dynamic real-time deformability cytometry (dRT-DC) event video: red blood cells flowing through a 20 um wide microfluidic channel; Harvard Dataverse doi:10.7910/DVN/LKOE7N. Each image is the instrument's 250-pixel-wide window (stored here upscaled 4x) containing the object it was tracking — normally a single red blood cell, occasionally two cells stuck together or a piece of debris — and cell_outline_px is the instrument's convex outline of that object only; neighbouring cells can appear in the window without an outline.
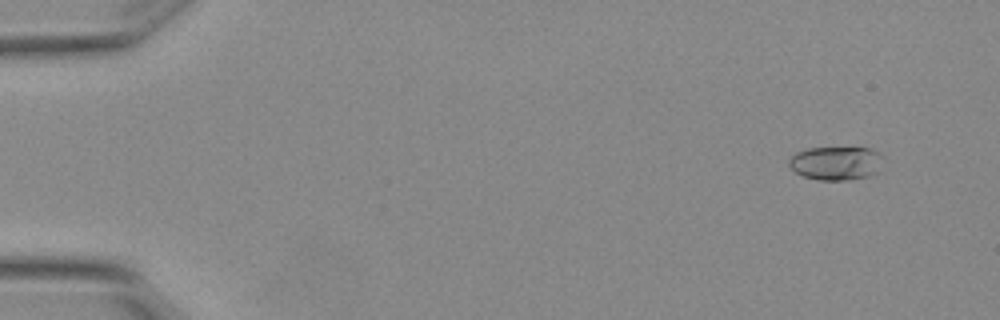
{"species": "Egyptian fruit bat (a non-hibernating species)", "species_latin": "Rousettus aegyptiacus", "temperature_condition": "warm", "stored_images_in_passage": 8, "camera_frame_rate_fps": 3000, "um_per_image_px": 0.085, "animal": {"sex": "female"}, "frame": {"image": 1, "passage_image": 2, "time_ms": 0.333, "image_size_px": [1000, 320], "cell_outline_px": [[884, 156], [876, 172], [868, 176], [852, 180], [816, 180], [804, 176], [796, 172], [788, 164], [788, 160], [796, 152], [808, 148], [872, 148], [880, 152]], "centroid_in_image_um": [71.07, 13.86], "position_along_channel_um": 13.9, "area_um2": 18.55}}
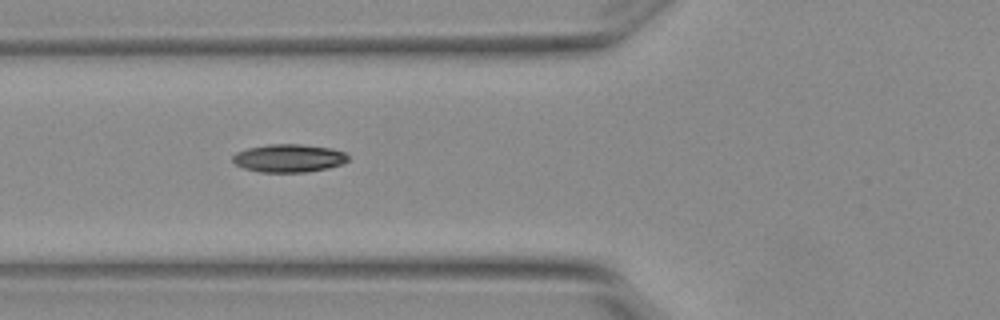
{"frame": {"image": 2, "passage_image": 7, "time_ms": 2.0, "image_size_px": [1000, 320], "cell_outline_px": [[348, 160], [340, 164], [328, 168], [308, 172], [260, 172], [244, 168], [236, 164], [232, 160], [232, 156], [236, 152], [248, 148], [268, 144], [300, 144], [332, 148], [344, 152], [348, 156]], "centroid_in_image_um": [24.54, 13.44], "position_along_channel_um": 101.3, "area_um2": 18.84}}
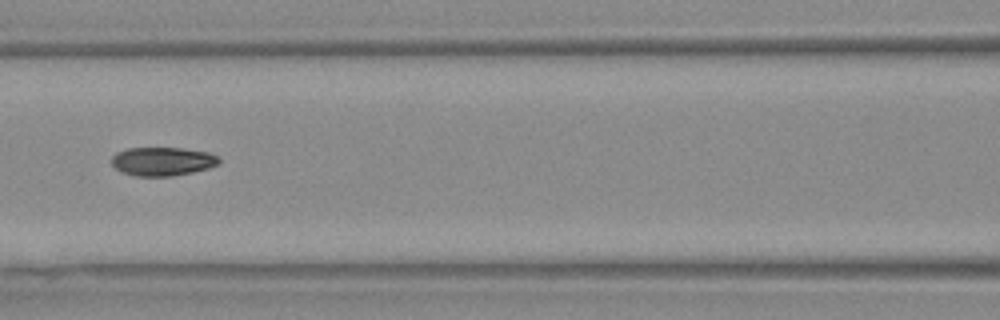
{"frame": {"image": 3, "passage_image": 8, "time_ms": 2.333, "image_size_px": [1000, 320], "cell_outline_px": [[220, 164], [208, 168], [192, 172], [172, 176], [136, 176], [120, 172], [112, 164], [112, 156], [116, 152], [128, 148], [180, 148], [208, 152], [216, 156], [220, 160]], "centroid_in_image_um": [13.8, 13.72], "position_along_channel_um": 152.8, "area_um2": 17.92}}